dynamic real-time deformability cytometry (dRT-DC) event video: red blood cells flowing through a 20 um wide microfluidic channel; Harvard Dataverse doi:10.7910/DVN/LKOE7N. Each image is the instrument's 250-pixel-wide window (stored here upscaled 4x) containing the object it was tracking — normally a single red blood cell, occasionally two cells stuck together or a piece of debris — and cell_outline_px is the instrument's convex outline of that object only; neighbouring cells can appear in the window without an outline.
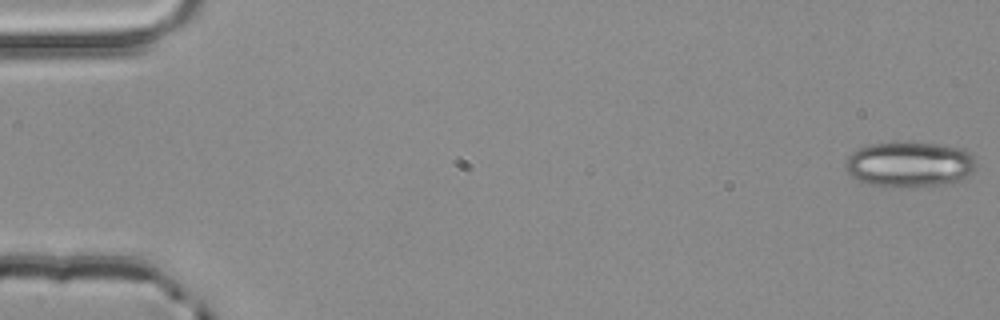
{"species": "common noctule bat (a hibernating species)", "species_latin": "Nyctalus noctula", "temperature_condition": "room temperature", "stored_images_in_passage": 4, "camera_frame_rate_fps": 3000, "um_per_image_px": 0.085, "animal": {"sex": "male", "body_mass_g": 20.4}, "frame": {"image": 1, "passage_image": 1, "time_ms": 0.0, "image_size_px": [1000, 320], "cell_outline_px": [[976, 164], [972, 172], [964, 180], [952, 184], [884, 188], [868, 184], [852, 176], [848, 172], [844, 164], [848, 156], [852, 152], [868, 144], [936, 144], [964, 148], [972, 152], [976, 160]], "centroid_in_image_um": [77.37, 14.01], "position_along_channel_um": 7.6, "area_um2": 34.74}}